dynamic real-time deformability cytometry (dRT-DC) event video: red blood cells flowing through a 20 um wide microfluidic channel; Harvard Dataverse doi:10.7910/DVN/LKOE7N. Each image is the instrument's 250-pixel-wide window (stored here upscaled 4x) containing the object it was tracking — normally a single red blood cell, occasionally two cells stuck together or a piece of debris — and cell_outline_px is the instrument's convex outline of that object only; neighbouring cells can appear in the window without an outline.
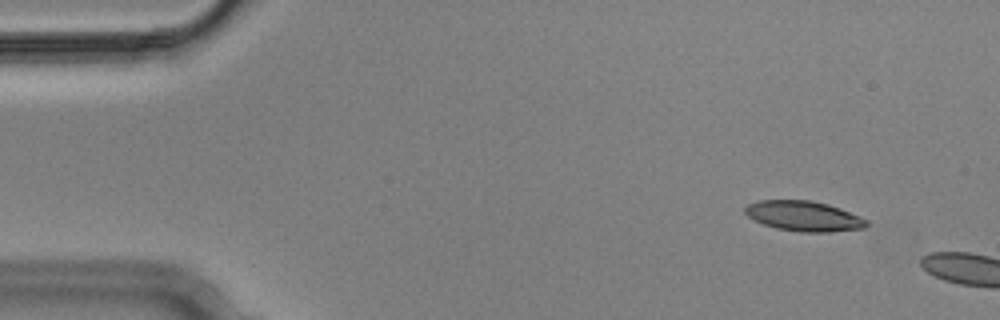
{"species": "Egyptian fruit bat (a non-hibernating species)", "species_latin": "Rousettus aegyptiacus", "temperature_condition": "cold", "stored_images_in_passage": 3, "camera_frame_rate_fps": 3000, "um_per_image_px": 0.085, "animal": {"sex": "male"}, "frame": {"image": 1, "passage_image": 2, "time_ms": 0.333, "image_size_px": [1000, 320], "cell_outline_px": [[868, 224], [864, 228], [828, 232], [800, 232], [776, 228], [764, 224], [748, 216], [744, 212], [744, 208], [748, 204], [760, 200], [812, 200], [828, 204], [840, 208], [860, 216], [868, 220]], "centroid_in_image_um": [68.34, 18.36], "position_along_channel_um": 16.7, "area_um2": 21.33}}